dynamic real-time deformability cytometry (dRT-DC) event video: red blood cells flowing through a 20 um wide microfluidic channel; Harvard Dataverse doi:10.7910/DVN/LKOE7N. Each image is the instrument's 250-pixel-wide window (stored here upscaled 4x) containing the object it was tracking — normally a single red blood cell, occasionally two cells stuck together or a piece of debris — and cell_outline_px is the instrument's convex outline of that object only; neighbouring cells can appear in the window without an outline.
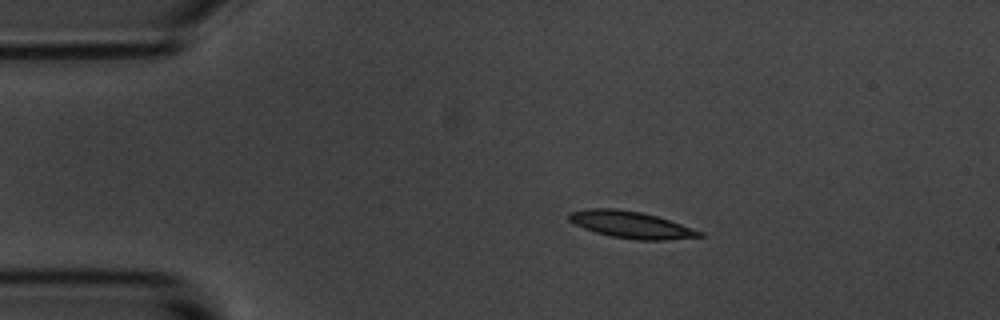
{"species": "common noctule bat (a hibernating species)", "species_latin": "Nyctalus noctula", "temperature_condition": "room temperature", "stored_images_in_passage": 7, "camera_frame_rate_fps": 3000, "um_per_image_px": 0.085, "animal": {"sex": "male", "body_mass_g": 20.1, "forearm_length_mm": 53.5}, "frame": {"image": 1, "passage_image": 2, "time_ms": 1.0, "image_size_px": [1000, 320], "cell_outline_px": [[708, 236], [664, 240], [636, 240], [612, 236], [596, 232], [584, 228], [568, 220], [568, 212], [588, 208], [616, 208], [640, 212], [656, 216], [704, 232]], "centroid_in_image_um": [53.64, 19.1], "position_along_channel_um": 31.4, "area_um2": 20.35}}
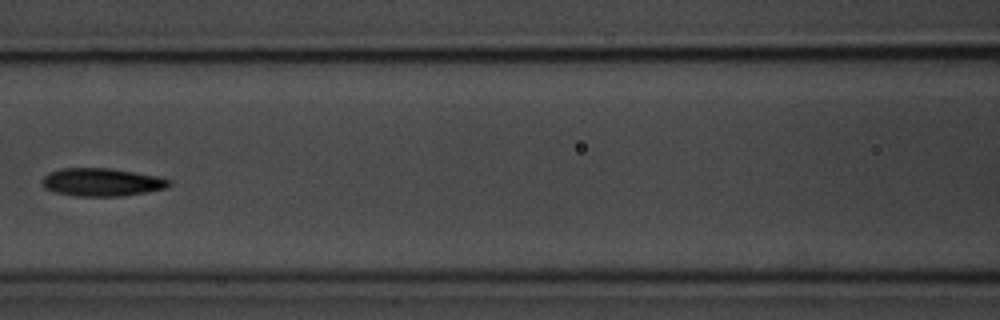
{"frame": {"image": 2, "passage_image": 6, "time_ms": 5.667, "image_size_px": [1000, 320], "cell_outline_px": [[172, 184], [168, 188], [120, 196], [76, 196], [56, 192], [44, 188], [40, 184], [44, 176], [48, 172], [60, 168], [112, 168], [156, 176], [172, 180]], "centroid_in_image_um": [8.63, 15.48], "position_along_channel_um": 158.0, "area_um2": 20.81}}
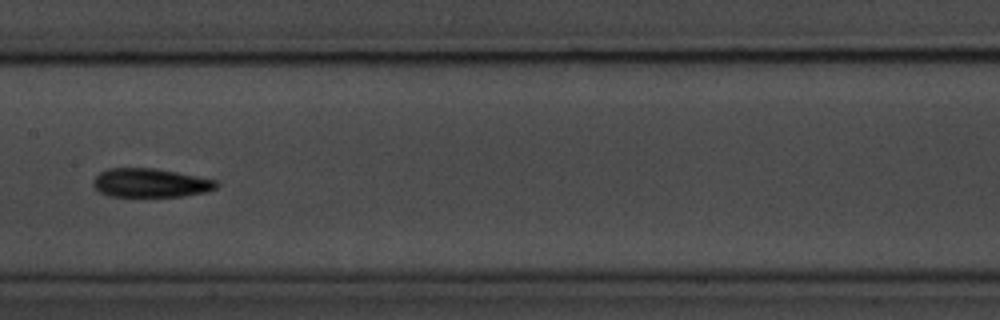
{"frame": {"image": 3, "passage_image": 7, "time_ms": 6.667, "image_size_px": [1000, 320], "cell_outline_px": [[220, 184], [216, 188], [204, 192], [184, 196], [108, 196], [100, 192], [92, 184], [92, 180], [100, 172], [108, 168], [156, 168], [216, 180]], "centroid_in_image_um": [12.77, 15.54], "position_along_channel_um": 194.6, "area_um2": 20.63}}